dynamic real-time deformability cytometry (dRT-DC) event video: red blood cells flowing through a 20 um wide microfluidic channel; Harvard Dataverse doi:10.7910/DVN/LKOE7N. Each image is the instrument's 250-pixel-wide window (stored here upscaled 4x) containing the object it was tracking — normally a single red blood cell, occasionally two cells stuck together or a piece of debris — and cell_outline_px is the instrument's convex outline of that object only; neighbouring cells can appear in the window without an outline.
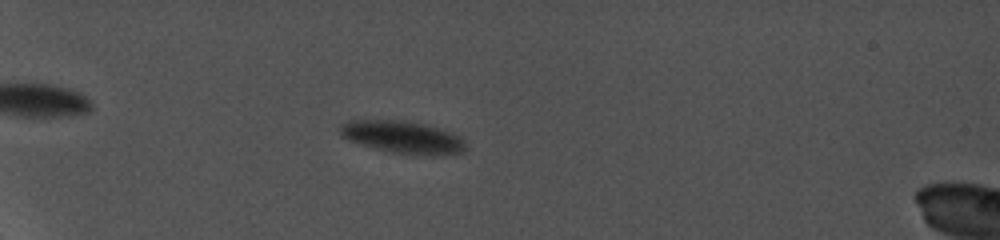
{"species": "common noctule bat (a hibernating species)", "species_latin": "Nyctalus noctula", "temperature_condition": "cold", "stored_images_in_passage": 73, "camera_frame_rate_fps": 5000, "um_per_image_px": 0.085, "animal": {"sex": "female", "body_mass_g": 19.0, "forearm_length_mm": 56.7}, "frame": {"image": 1, "passage_image": 20, "time_ms": 5.0, "image_size_px": [1000, 240], "cell_outline_px": [[468, 148], [464, 152], [444, 156], [432, 156], [388, 152], [372, 148], [348, 140], [340, 136], [340, 124], [352, 120], [404, 120], [424, 124], [440, 128], [452, 132], [460, 136], [468, 144]], "centroid_in_image_um": [34.29, 11.68], "position_along_channel_um": 50.7, "area_um2": 24.39}}
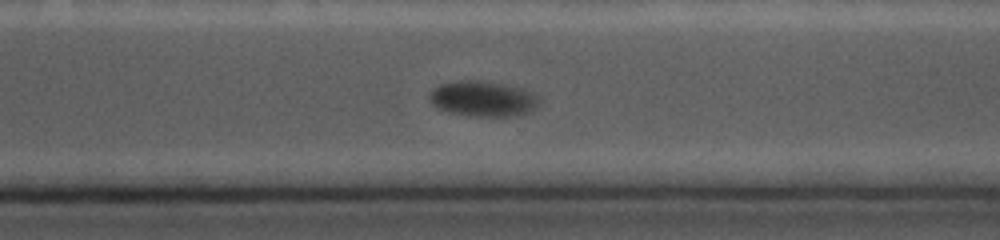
{"frame": {"image": 2, "passage_image": 57, "time_ms": 14.2, "image_size_px": [1000, 240], "cell_outline_px": [[540, 100], [536, 108], [532, 112], [512, 116], [468, 116], [436, 108], [428, 100], [428, 96], [432, 88], [440, 84], [456, 80], [476, 80], [500, 84], [520, 88], [532, 92], [540, 96]], "centroid_in_image_um": [41.03, 8.4], "position_along_channel_um": 329.6, "area_um2": 22.89}}
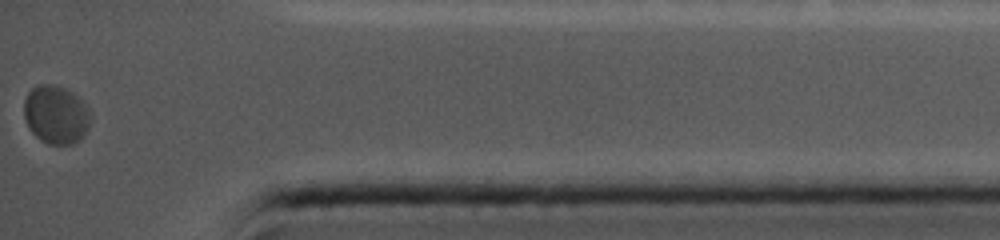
{"frame": {"image": 3, "passage_image": 73, "time_ms": 17.2, "image_size_px": [1000, 240], "cell_outline_px": [[92, 116], [88, 128], [84, 136], [80, 140], [72, 144], [48, 144], [40, 140], [28, 128], [24, 116], [24, 100], [28, 92], [32, 88], [40, 84], [52, 84], [64, 88], [72, 92], [88, 108]], "centroid_in_image_um": [4.75, 9.76], "position_along_channel_um": 430.4, "area_um2": 22.77}}